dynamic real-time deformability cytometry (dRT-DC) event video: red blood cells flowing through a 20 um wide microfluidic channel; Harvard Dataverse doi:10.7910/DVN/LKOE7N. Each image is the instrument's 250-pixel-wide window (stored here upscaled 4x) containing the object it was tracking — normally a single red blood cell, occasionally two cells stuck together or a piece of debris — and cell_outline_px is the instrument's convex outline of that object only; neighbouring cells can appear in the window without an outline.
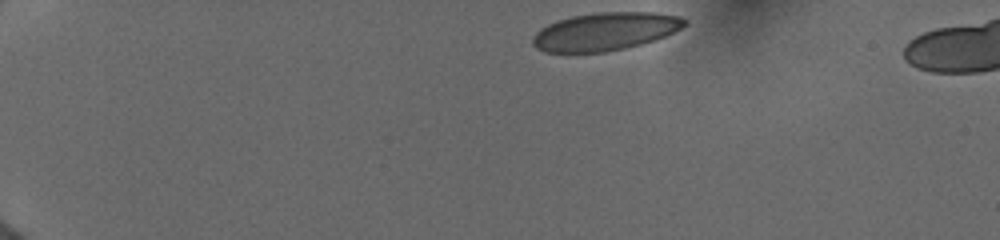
{"species": "human", "species_latin": "Homo sapiens", "temperature_condition": "cold", "stored_images_in_passage": 40, "camera_frame_rate_fps": 3000, "um_per_image_px": 0.085, "donor": {"sex": "female"}, "frame": {"image": 1, "passage_image": 1, "time_ms": 0.0, "image_size_px": [1000, 240], "cell_outline_px": [[688, 24], [656, 40], [624, 48], [604, 52], [544, 52], [536, 48], [532, 44], [532, 36], [540, 28], [556, 20], [572, 16], [596, 12], [652, 12], [680, 16], [688, 20]], "centroid_in_image_um": [51.42, 2.67], "position_along_channel_um": 33.6, "area_um2": 33.7}}
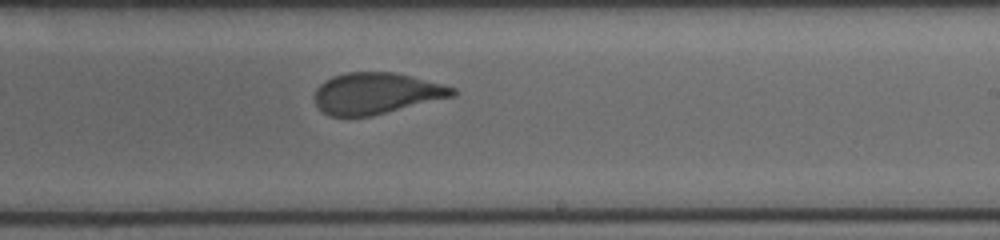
{"frame": {"image": 2, "passage_image": 24, "time_ms": 8.0, "image_size_px": [1000, 240], "cell_outline_px": [[456, 96], [372, 116], [328, 116], [316, 104], [316, 88], [324, 80], [332, 76], [348, 72], [396, 72], [444, 84], [456, 88]], "centroid_in_image_um": [32.02, 7.93], "position_along_channel_um": 257.0, "area_um2": 33.35}}
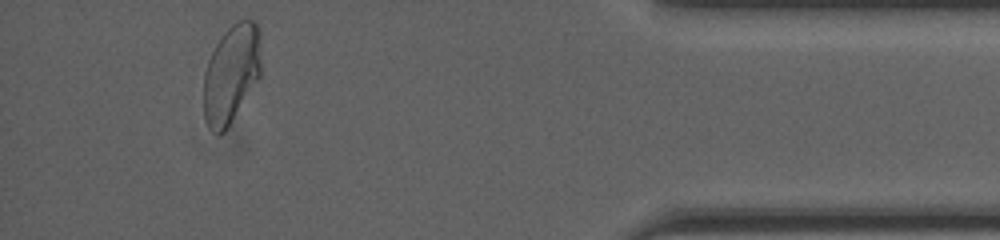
{"frame": {"image": 3, "passage_image": 39, "time_ms": 13.0, "image_size_px": [1000, 240], "cell_outline_px": [[260, 76], [224, 132], [216, 132], [208, 128], [204, 116], [204, 72], [208, 60], [216, 44], [224, 32], [232, 24], [240, 20], [256, 20], [260, 32]], "centroid_in_image_um": [19.66, 6.23], "position_along_channel_um": 415.5, "area_um2": 32.66}}